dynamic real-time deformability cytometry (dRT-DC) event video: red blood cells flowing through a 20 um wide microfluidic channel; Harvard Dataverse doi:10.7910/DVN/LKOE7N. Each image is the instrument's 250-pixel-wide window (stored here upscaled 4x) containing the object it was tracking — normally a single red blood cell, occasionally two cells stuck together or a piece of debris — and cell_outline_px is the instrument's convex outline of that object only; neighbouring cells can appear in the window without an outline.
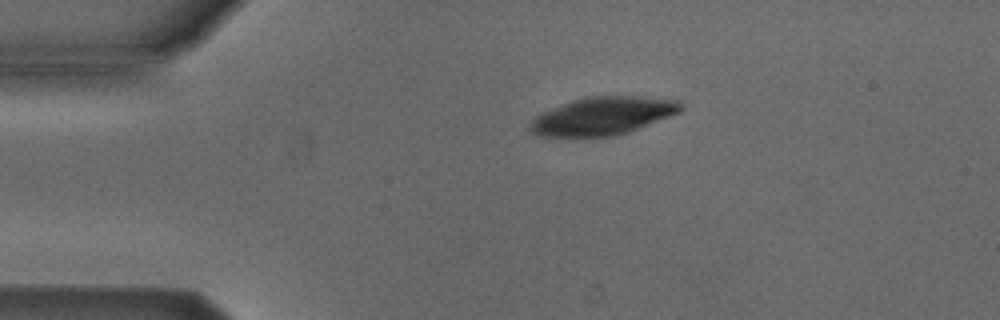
{"species": "Egyptian fruit bat (a non-hibernating species)", "species_latin": "Rousettus aegyptiacus", "temperature_condition": "cold", "stored_images_in_passage": 43, "camera_frame_rate_fps": 3000, "um_per_image_px": 0.085, "animal": {"sex": "male"}, "frame": {"image": 1, "passage_image": 1, "time_ms": 0.0, "image_size_px": [1000, 320], "cell_outline_px": [[684, 108], [680, 112], [628, 132], [616, 136], [536, 136], [528, 132], [528, 124], [536, 116], [544, 112], [572, 100], [584, 96], [640, 96], [676, 100], [684, 104]], "centroid_in_image_um": [51.22, 9.85], "position_along_channel_um": 33.8, "area_um2": 33.29}}
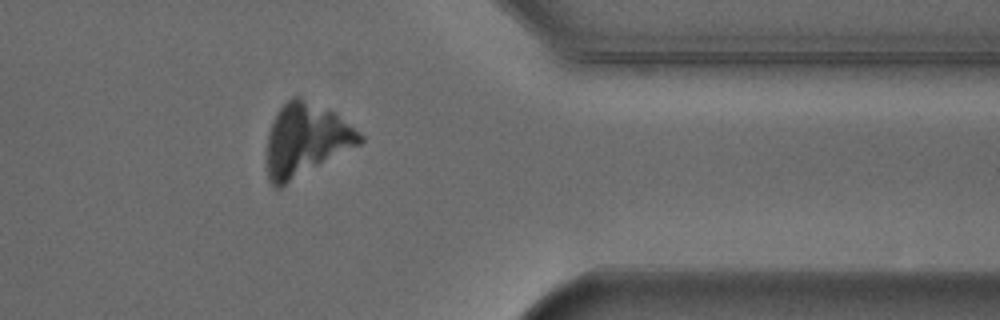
{"frame": {"image": 2, "passage_image": 33, "time_ms": 10.667, "image_size_px": [1000, 320], "cell_outline_px": [[364, 140], [360, 144], [280, 188], [276, 188], [268, 180], [268, 132], [276, 112], [292, 96], [300, 96], [336, 112], [360, 132], [364, 136]], "centroid_in_image_um": [26.02, 11.87], "position_along_channel_um": 385.4, "area_um2": 39.42}}
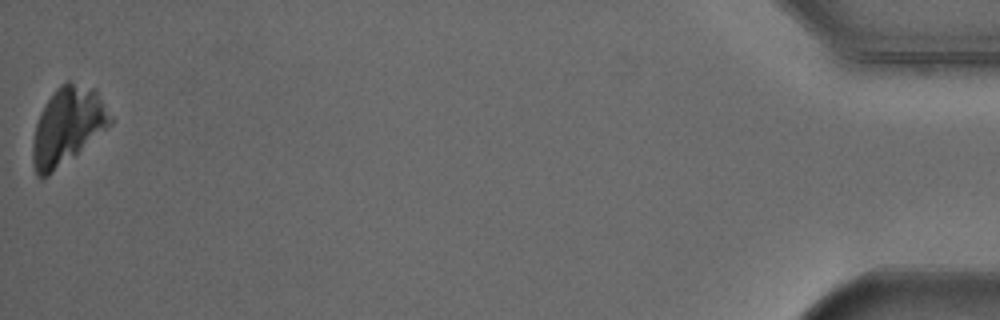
{"frame": {"image": 3, "passage_image": 43, "time_ms": 14.0, "image_size_px": [1000, 320], "cell_outline_px": [[112, 124], [48, 176], [40, 180], [36, 176], [32, 160], [32, 140], [36, 124], [40, 112], [52, 92], [60, 84], [68, 80], [96, 88], [112, 116]], "centroid_in_image_um": [5.72, 10.68], "position_along_channel_um": 429.5, "area_um2": 34.97}}